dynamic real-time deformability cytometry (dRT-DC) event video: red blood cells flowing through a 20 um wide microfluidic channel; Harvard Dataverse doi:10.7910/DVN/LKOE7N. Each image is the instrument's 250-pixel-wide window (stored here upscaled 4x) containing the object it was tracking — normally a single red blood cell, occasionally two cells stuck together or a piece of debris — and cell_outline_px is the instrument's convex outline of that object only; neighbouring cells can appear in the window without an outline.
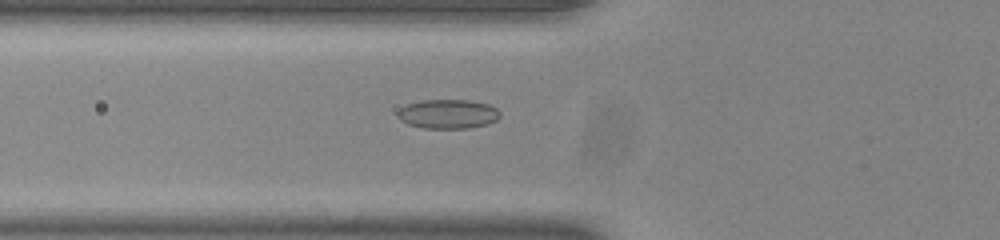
{"species": "common noctule bat (a hibernating species)", "species_latin": "Nyctalus noctula", "temperature_condition": "room temperature", "stored_images_in_passage": 36, "camera_frame_rate_fps": 3000, "um_per_image_px": 0.085, "animal": {"sex": "male", "body_mass_g": 20.0, "forearm_length_mm": 53.3}, "frame": {"image": 1, "passage_image": 3, "time_ms": 0.667, "image_size_px": [1000, 240], "cell_outline_px": [[500, 116], [496, 120], [484, 124], [468, 128], [424, 128], [408, 124], [400, 120], [396, 116], [396, 112], [400, 108], [408, 104], [420, 100], [468, 100], [488, 104], [496, 108], [500, 112]], "centroid_in_image_um": [38.03, 9.68], "position_along_channel_um": 87.8, "area_um2": 17.4}}
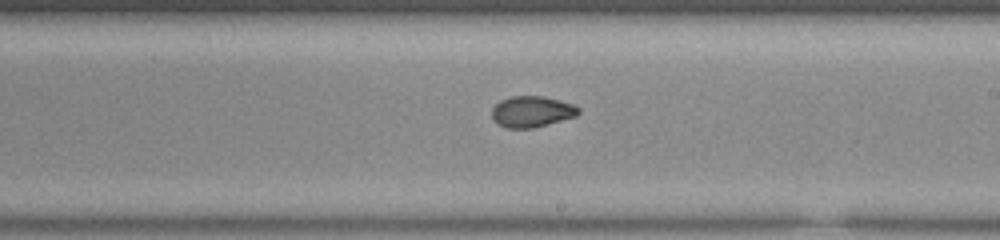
{"frame": {"image": 2, "passage_image": 15, "time_ms": 4.667, "image_size_px": [1000, 240], "cell_outline_px": [[580, 112], [576, 116], [548, 124], [532, 128], [508, 128], [492, 120], [492, 108], [500, 100], [512, 96], [544, 96], [572, 104], [580, 108]], "centroid_in_image_um": [45.19, 9.48], "position_along_channel_um": 243.8, "area_um2": 15.61}}
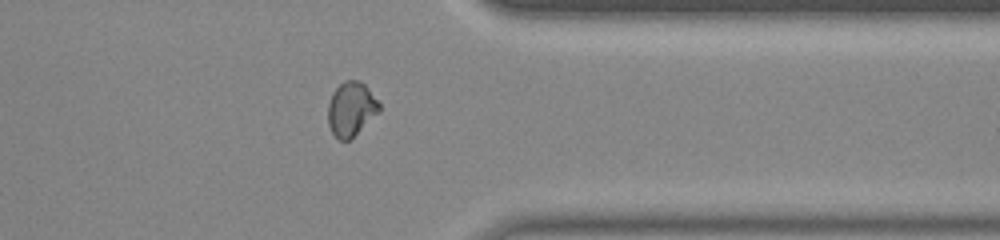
{"frame": {"image": 3, "passage_image": 26, "time_ms": 8.333, "image_size_px": [1000, 240], "cell_outline_px": [[380, 112], [348, 140], [340, 140], [332, 132], [328, 124], [328, 104], [332, 92], [344, 80], [360, 80], [368, 88], [380, 104]], "centroid_in_image_um": [29.84, 9.24], "position_along_channel_um": 381.6, "area_um2": 16.07}, "authors_computed_cell_mechanics": {"area_um2": 16.1262, "velocity_mm_per_s": 3.8948, "shape_relaxation_time_tau1_ms": 6.9986, "shape_relaxation_time_tau2_ms": 1.3617, "deformation_change_tau1": 0.1422, "deformation_change_tau2": 0.0521}}